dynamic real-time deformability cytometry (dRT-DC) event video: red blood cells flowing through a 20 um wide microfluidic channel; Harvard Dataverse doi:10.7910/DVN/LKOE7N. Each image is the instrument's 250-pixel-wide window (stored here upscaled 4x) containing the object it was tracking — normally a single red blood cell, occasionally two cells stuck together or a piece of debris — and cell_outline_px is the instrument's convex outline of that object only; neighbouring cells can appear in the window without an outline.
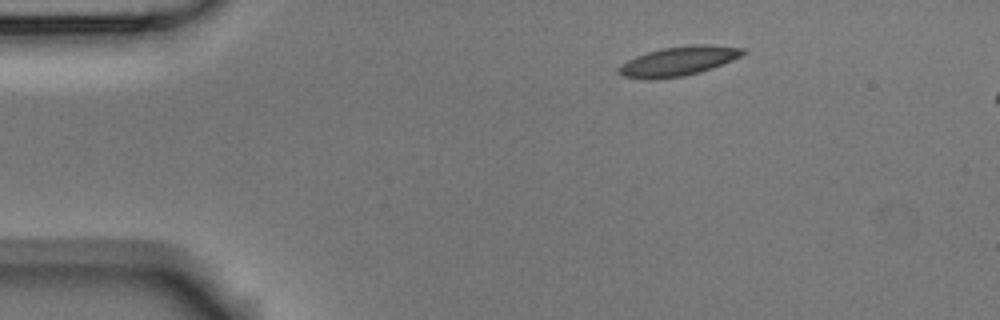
{"species": "Egyptian fruit bat (a non-hibernating species)", "species_latin": "Rousettus aegyptiacus", "temperature_condition": "room temperature", "stored_images_in_passage": 4, "segment_of_instrument_passage": [1, 2], "camera_frame_rate_fps": 3000, "um_per_image_px": 0.085, "animal": {"sex": "male"}, "frame": {"image": 1, "passage_image": 1, "time_ms": 0.0, "image_size_px": [1000, 320], "cell_outline_px": [[748, 52], [732, 60], [712, 68], [700, 72], [684, 76], [624, 76], [620, 72], [620, 68], [628, 60], [636, 56], [648, 52], [664, 48], [692, 44], [708, 44], [744, 48]], "centroid_in_image_um": [57.84, 5.13], "position_along_channel_um": 27.2, "area_um2": 20.11}}